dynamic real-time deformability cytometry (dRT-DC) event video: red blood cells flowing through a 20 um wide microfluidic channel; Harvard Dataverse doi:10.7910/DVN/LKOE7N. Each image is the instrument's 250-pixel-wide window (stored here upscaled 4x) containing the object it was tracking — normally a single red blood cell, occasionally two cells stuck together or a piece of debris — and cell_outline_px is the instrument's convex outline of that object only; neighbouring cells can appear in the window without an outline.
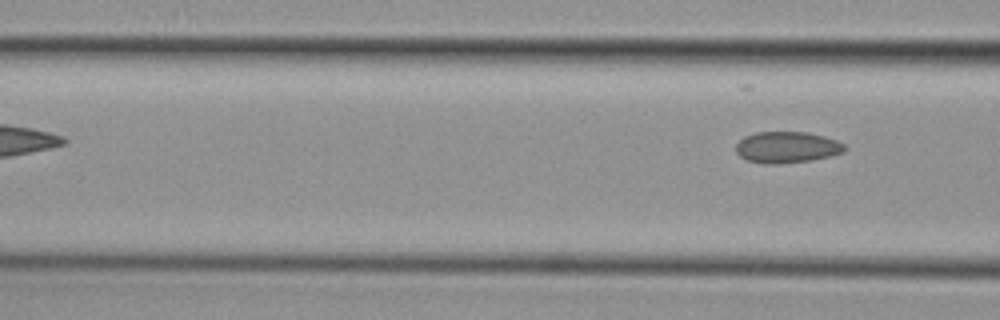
{"species": "common noctule bat (a hibernating species)", "species_latin": "Nyctalus noctula", "temperature_condition": "cold", "stored_images_in_passage": 4, "camera_frame_rate_fps": 3000, "um_per_image_px": 0.085, "animal": {"sex": "female", "body_mass_g": 29.2, "forearm_length_mm": 56.3}, "frame": {"image": 1, "passage_image": 4, "time_ms": 1.0, "image_size_px": [1000, 320], "cell_outline_px": [[848, 148], [844, 152], [832, 156], [812, 160], [776, 164], [764, 164], [748, 160], [740, 156], [736, 152], [736, 144], [744, 136], [756, 132], [808, 132], [824, 136], [836, 140], [844, 144]], "centroid_in_image_um": [66.91, 12.52], "position_along_channel_um": 99.7, "area_um2": 20.0}}